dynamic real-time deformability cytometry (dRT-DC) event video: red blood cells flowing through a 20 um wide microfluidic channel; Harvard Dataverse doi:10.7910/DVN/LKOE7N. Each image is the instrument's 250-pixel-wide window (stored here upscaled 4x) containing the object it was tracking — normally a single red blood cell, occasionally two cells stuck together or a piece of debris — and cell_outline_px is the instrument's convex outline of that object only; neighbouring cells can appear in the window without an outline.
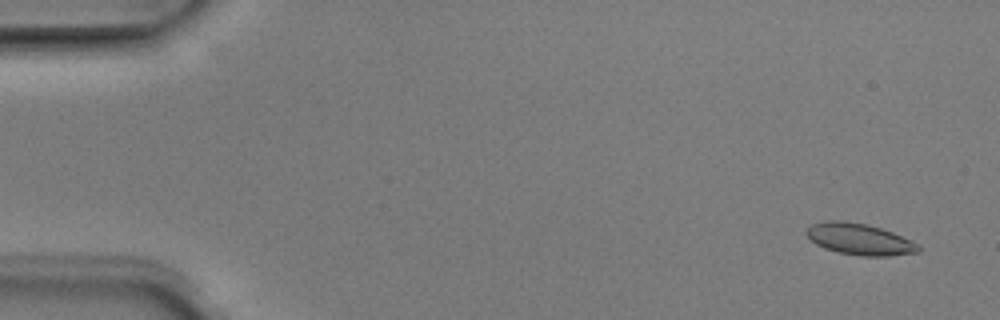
{"species": "Egyptian fruit bat (a non-hibernating species)", "species_latin": "Rousettus aegyptiacus", "temperature_condition": "room temperature", "stored_images_in_passage": 8, "camera_frame_rate_fps": 3000, "um_per_image_px": 0.085, "animal": {"sex": "male"}, "frame": {"image": 1, "passage_image": 1, "time_ms": 0.0, "image_size_px": [1000, 320], "cell_outline_px": [[920, 252], [888, 256], [860, 256], [836, 252], [824, 248], [816, 244], [804, 232], [812, 224], [828, 220], [844, 220], [868, 224], [892, 232], [912, 240], [920, 244]], "centroid_in_image_um": [73.08, 20.33], "position_along_channel_um": 11.9, "area_um2": 20.69}}
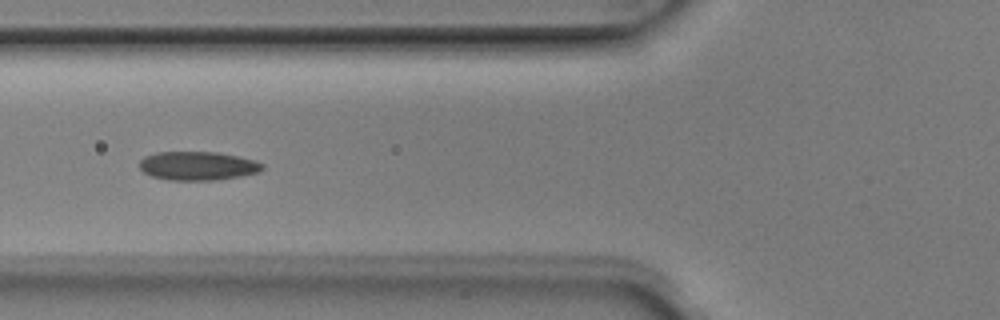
{"frame": {"image": 2, "passage_image": 5, "time_ms": 1.333, "image_size_px": [1000, 320], "cell_outline_px": [[264, 168], [260, 172], [240, 176], [216, 180], [168, 180], [152, 176], [144, 172], [140, 168], [140, 160], [144, 156], [156, 152], [216, 152], [256, 160], [264, 164]], "centroid_in_image_um": [16.82, 14.1], "position_along_channel_um": 109.0, "area_um2": 20.63}}
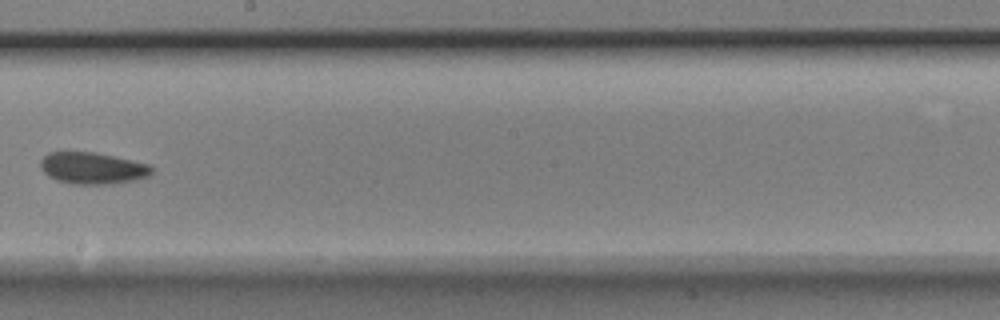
{"frame": {"image": 3, "passage_image": 8, "time_ms": 2.333, "image_size_px": [1000, 320], "cell_outline_px": [[152, 176], [136, 180], [112, 184], [72, 184], [56, 180], [48, 176], [40, 168], [40, 160], [48, 152], [96, 152], [152, 164]], "centroid_in_image_um": [7.9, 14.29], "position_along_channel_um": 240.3, "area_um2": 20.92}}